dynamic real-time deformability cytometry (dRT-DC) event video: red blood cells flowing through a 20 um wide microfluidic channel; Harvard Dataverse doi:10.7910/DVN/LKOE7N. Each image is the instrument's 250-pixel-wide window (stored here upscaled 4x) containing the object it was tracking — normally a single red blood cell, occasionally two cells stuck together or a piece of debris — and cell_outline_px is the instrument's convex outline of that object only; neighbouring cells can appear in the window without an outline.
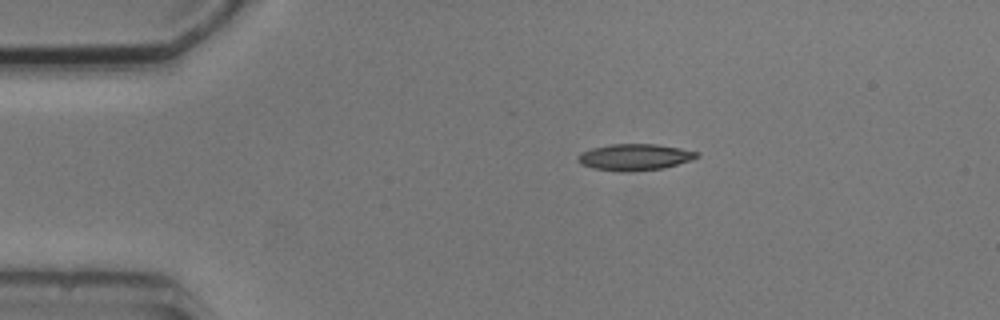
{"species": "common noctule bat (a hibernating species)", "species_latin": "Nyctalus noctula", "temperature_condition": "cold", "stored_images_in_passage": 3, "camera_frame_rate_fps": 3000, "um_per_image_px": 0.085, "animal": {"sex": "male", "body_mass_g": 20.5, "forearm_length_mm": 52.5}, "frame": {"image": 1, "passage_image": 1, "time_ms": 0.0, "image_size_px": [1000, 320], "cell_outline_px": [[700, 156], [692, 160], [664, 168], [628, 172], [620, 172], [592, 168], [580, 164], [576, 160], [576, 156], [580, 152], [592, 148], [608, 144], [656, 144], [680, 148], [700, 152]], "centroid_in_image_um": [53.93, 13.36], "position_along_channel_um": 31.1, "area_um2": 18.67}}
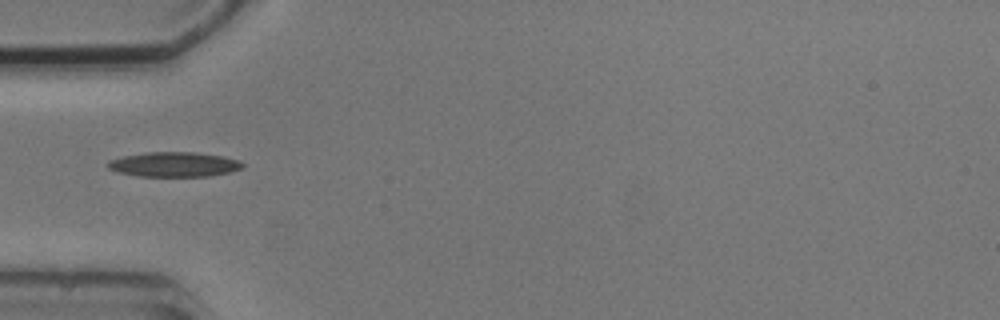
{"frame": {"image": 2, "passage_image": 3, "time_ms": 2.333, "image_size_px": [1000, 320], "cell_outline_px": [[244, 168], [232, 172], [208, 176], [140, 176], [116, 172], [108, 168], [104, 164], [108, 160], [124, 156], [144, 152], [196, 152], [224, 156], [240, 160], [244, 164]], "centroid_in_image_um": [14.81, 13.97], "position_along_channel_um": 70.2, "area_um2": 19.77}}